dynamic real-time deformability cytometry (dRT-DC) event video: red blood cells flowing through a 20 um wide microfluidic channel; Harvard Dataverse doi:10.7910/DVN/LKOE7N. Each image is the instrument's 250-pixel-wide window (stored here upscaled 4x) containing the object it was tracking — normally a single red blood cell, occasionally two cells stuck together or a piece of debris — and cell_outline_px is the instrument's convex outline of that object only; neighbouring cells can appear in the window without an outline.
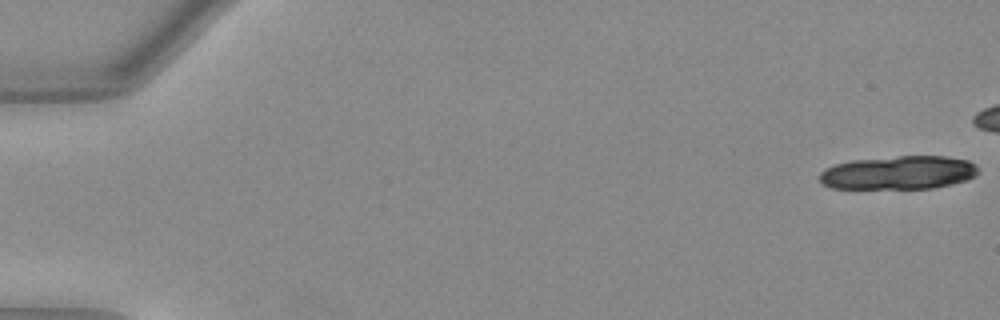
{"species": "Egyptian fruit bat (a non-hibernating species)", "species_latin": "Rousettus aegyptiacus", "temperature_condition": "warm", "stored_images_in_passage": 21, "camera_frame_rate_fps": 3000, "um_per_image_px": 0.085, "animal": {"sex": "female"}, "frame": {"image": 1, "passage_image": 1, "time_ms": 0.0, "image_size_px": [1000, 320], "cell_outline_px": [[980, 172], [976, 176], [968, 180], [952, 184], [932, 188], [832, 188], [824, 184], [820, 180], [820, 172], [836, 164], [852, 160], [900, 156], [944, 156], [968, 160], [976, 164]], "centroid_in_image_um": [76.45, 14.67], "position_along_channel_um": 8.5, "area_um2": 30.92}}